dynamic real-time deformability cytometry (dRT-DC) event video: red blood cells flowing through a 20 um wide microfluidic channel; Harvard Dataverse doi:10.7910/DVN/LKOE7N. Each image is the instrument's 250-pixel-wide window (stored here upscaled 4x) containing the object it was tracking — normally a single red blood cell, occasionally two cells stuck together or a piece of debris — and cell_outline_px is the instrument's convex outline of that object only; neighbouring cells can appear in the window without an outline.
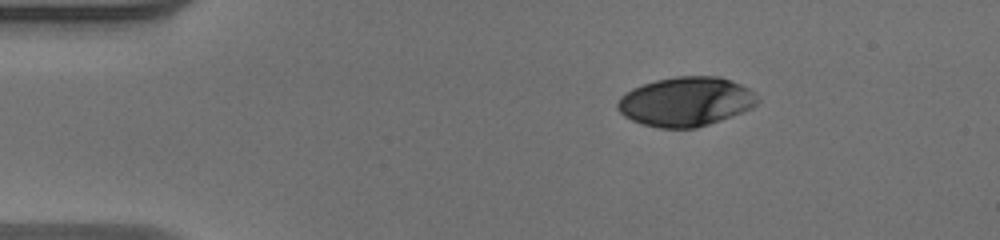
{"species": "human", "species_latin": "Homo sapiens", "temperature_condition": "warm", "stored_images_in_passage": 44, "camera_frame_rate_fps": 3000, "um_per_image_px": 0.085, "donor": {"sex": "male"}, "frame": {"image": 1, "passage_image": 1, "time_ms": 0.0, "image_size_px": [1000, 240], "cell_outline_px": [[760, 100], [752, 108], [720, 120], [696, 128], [660, 128], [640, 124], [624, 116], [616, 108], [616, 104], [620, 96], [632, 88], [656, 80], [676, 76], [720, 76], [740, 84], [748, 88]], "centroid_in_image_um": [58.26, 8.64], "position_along_channel_um": 26.7, "area_um2": 40.17}}
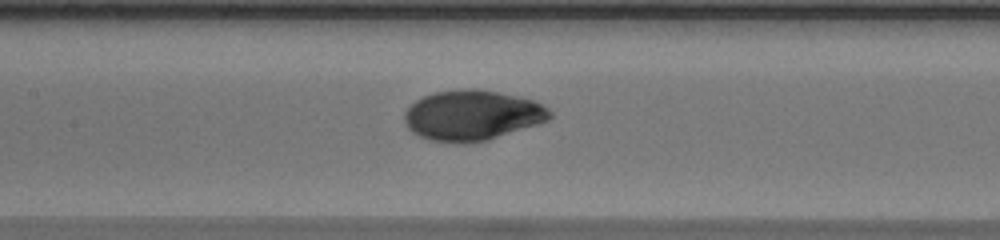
{"frame": {"image": 2, "passage_image": 17, "time_ms": 5.333, "image_size_px": [1000, 240], "cell_outline_px": [[552, 116], [548, 120], [540, 124], [488, 140], [468, 144], [460, 144], [428, 140], [412, 132], [404, 124], [404, 112], [416, 100], [424, 96], [436, 92], [464, 88], [472, 88], [496, 92], [516, 96], [532, 100], [544, 104], [552, 112]], "centroid_in_image_um": [40.14, 9.82], "position_along_channel_um": 167.3, "area_um2": 42.95}}
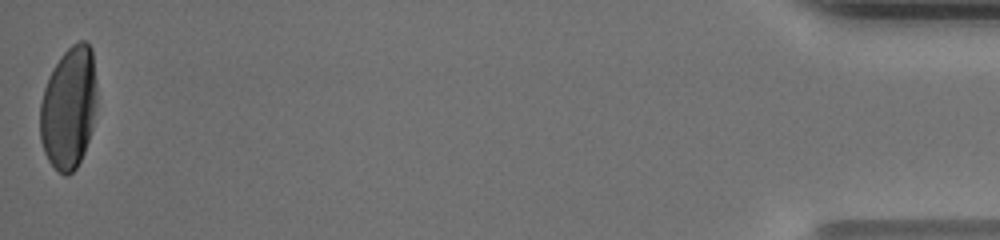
{"frame": {"image": 3, "passage_image": 44, "time_ms": 14.333, "image_size_px": [1000, 240], "cell_outline_px": [[96, 108], [92, 128], [84, 152], [76, 168], [68, 176], [64, 176], [48, 160], [44, 152], [40, 140], [40, 104], [44, 88], [48, 76], [60, 56], [72, 44], [80, 40], [84, 40], [92, 48], [96, 80]], "centroid_in_image_um": [5.84, 9.15], "position_along_channel_um": 429.4, "area_um2": 40.75}, "authors_computed_cell_mechanics": {"area_um2": 41.6738, "velocity_mm_per_s": 3.96, "shape_relaxation_time_tau1_ms": 5.242, "shape_relaxation_time_tau2_ms": null, "deformation_change_tau1": 0.2376, "deformation_change_tau2": null}}